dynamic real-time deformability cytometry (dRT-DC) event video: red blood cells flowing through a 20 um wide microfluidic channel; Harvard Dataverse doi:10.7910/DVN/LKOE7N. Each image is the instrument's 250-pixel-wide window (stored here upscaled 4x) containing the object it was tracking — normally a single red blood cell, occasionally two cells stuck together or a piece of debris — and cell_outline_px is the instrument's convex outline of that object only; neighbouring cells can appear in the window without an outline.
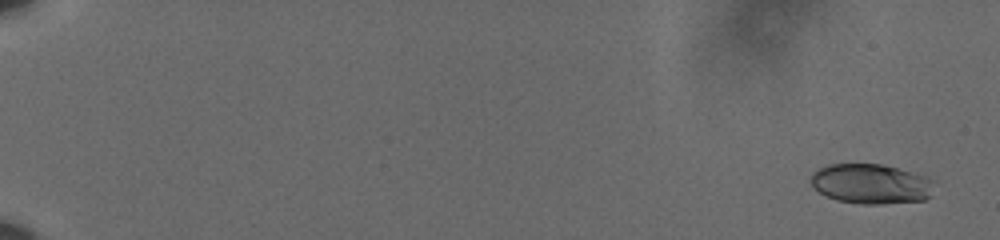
{"species": "human", "species_latin": "Homo sapiens", "temperature_condition": "cold", "stored_images_in_passage": 59, "camera_frame_rate_fps": 3000, "um_per_image_px": 0.085, "donor": {"sex": "male"}, "frame": {"image": 1, "passage_image": 1, "time_ms": 0.0, "image_size_px": [1000, 240], "cell_outline_px": [[932, 180], [928, 196], [924, 200], [880, 204], [860, 204], [836, 200], [820, 192], [812, 184], [812, 172], [828, 164], [884, 164], [928, 176]], "centroid_in_image_um": [74.02, 15.62], "position_along_channel_um": 11.0, "area_um2": 28.44}}
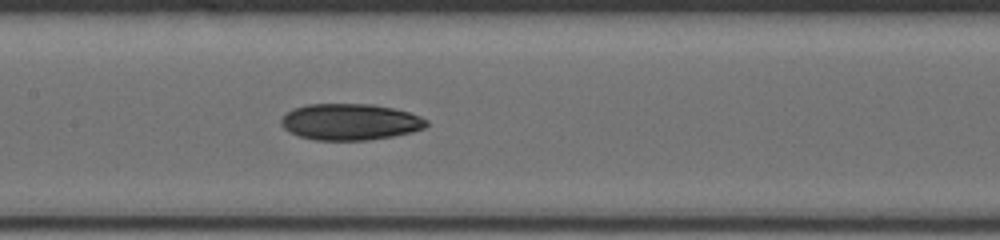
{"frame": {"image": 2, "passage_image": 32, "time_ms": 10.333, "image_size_px": [1000, 240], "cell_outline_px": [[428, 124], [424, 128], [412, 132], [392, 136], [368, 140], [316, 140], [300, 136], [288, 132], [280, 124], [280, 120], [288, 112], [296, 108], [308, 104], [372, 104], [392, 108], [408, 112], [420, 116], [428, 120]], "centroid_in_image_um": [29.77, 10.36], "position_along_channel_um": 177.6, "area_um2": 30.69}}
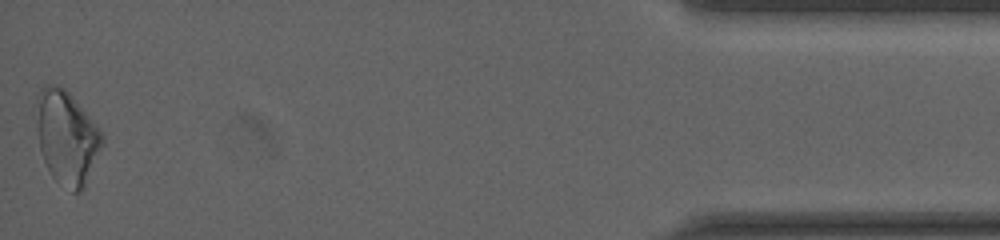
{"frame": {"image": 3, "passage_image": 59, "time_ms": 19.333, "image_size_px": [1000, 240], "cell_outline_px": [[104, 144], [84, 188], [80, 192], [72, 192], [56, 180], [52, 176], [44, 160], [40, 148], [36, 128], [32, 104], [40, 88], [44, 84], [48, 84], [64, 88], [72, 96], [96, 124], [104, 136]], "centroid_in_image_um": [5.64, 11.64], "position_along_channel_um": 429.6, "area_um2": 36.41}, "authors_computed_cell_mechanics": {"area_um2": 29.9404, "velocity_mm_per_s": 3.6174, "shape_relaxation_time_tau1_ms": null, "shape_relaxation_time_tau2_ms": 8.36, "deformation_change_tau1": null, "deformation_change_tau2": 0.1449}}